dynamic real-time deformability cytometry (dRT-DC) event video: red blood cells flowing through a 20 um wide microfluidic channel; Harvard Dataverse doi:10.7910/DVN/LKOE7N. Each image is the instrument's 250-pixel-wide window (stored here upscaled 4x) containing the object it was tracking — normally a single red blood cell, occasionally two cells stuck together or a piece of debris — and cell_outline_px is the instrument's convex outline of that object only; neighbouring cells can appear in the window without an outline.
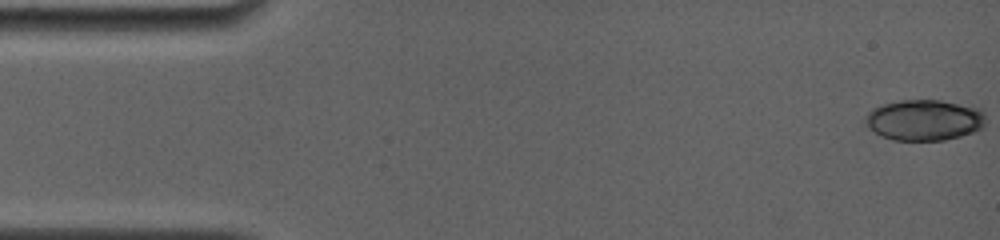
{"species": "common noctule bat (a hibernating species)", "species_latin": "Nyctalus noctula", "temperature_condition": "room temperature", "stored_images_in_passage": 15, "camera_frame_rate_fps": 4000, "um_per_image_px": 0.085, "animal": {"sex": "female", "body_mass_g": 19.0, "forearm_length_mm": 56.7}, "frame": {"image": 1, "passage_image": 1, "time_ms": 0.0, "image_size_px": [1000, 240], "cell_outline_px": [[984, 124], [980, 128], [972, 132], [960, 136], [944, 140], [892, 140], [880, 136], [868, 128], [864, 124], [864, 116], [872, 108], [884, 104], [900, 100], [940, 100], [980, 108], [984, 112]], "centroid_in_image_um": [78.5, 10.2], "position_along_channel_um": 6.5, "area_um2": 28.78}}
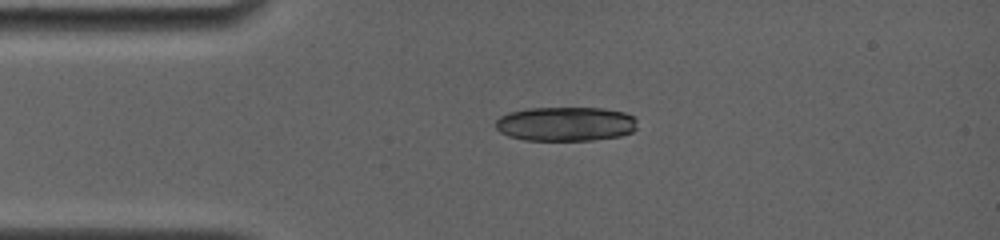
{"frame": {"image": 2, "passage_image": 13, "time_ms": 3.5, "image_size_px": [1000, 240], "cell_outline_px": [[636, 128], [632, 132], [620, 136], [592, 140], [524, 140], [508, 136], [500, 132], [496, 128], [496, 120], [500, 116], [508, 112], [528, 108], [604, 108], [624, 112], [636, 116]], "centroid_in_image_um": [48.09, 10.53], "position_along_channel_um": 36.9, "area_um2": 28.55}}